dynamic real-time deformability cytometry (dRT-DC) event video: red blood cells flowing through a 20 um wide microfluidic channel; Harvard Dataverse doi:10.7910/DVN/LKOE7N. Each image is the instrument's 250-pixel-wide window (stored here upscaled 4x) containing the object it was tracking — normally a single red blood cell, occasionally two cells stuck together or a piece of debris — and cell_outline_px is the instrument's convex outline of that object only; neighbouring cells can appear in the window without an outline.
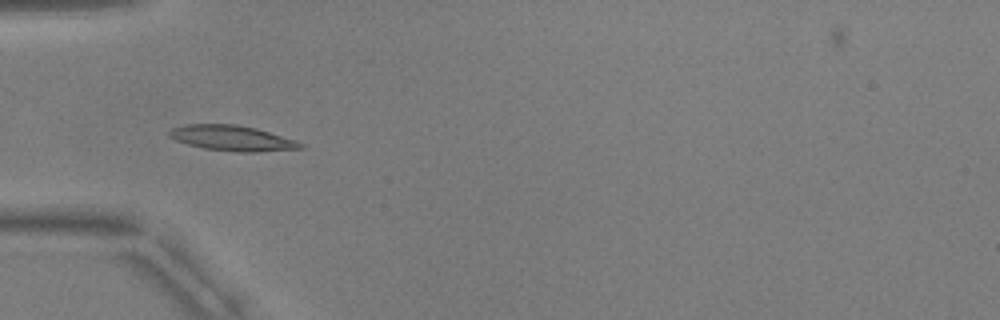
{"species": "common noctule bat (a hibernating species)", "species_latin": "Nyctalus noctula", "temperature_condition": "warm", "stored_images_in_passage": 54, "camera_frame_rate_fps": 3000, "um_per_image_px": 0.085, "animal": {"sex": "male", "body_mass_g": 17.9, "forearm_length_mm": 54.2}, "frame": {"image": 1, "passage_image": 18, "time_ms": 5.667, "image_size_px": [1000, 320], "cell_outline_px": [[304, 148], [256, 152], [236, 152], [204, 148], [188, 144], [176, 140], [168, 136], [168, 132], [172, 128], [184, 124], [236, 124], [256, 128], [296, 140], [304, 144]], "centroid_in_image_um": [19.73, 11.74], "position_along_channel_um": 65.3, "area_um2": 19.42}}
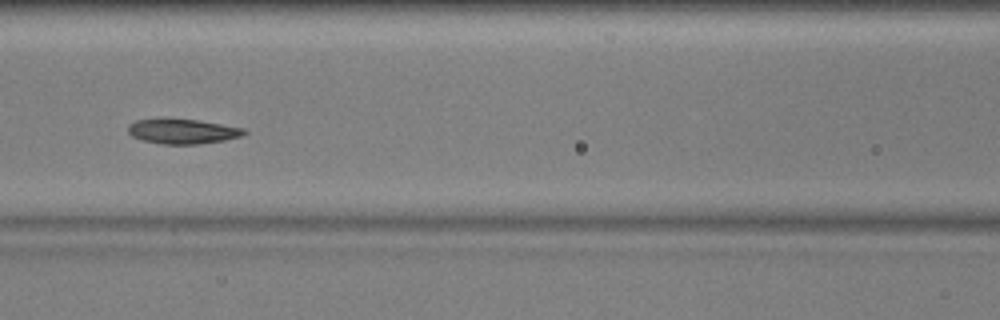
{"frame": {"image": 2, "passage_image": 25, "time_ms": 8.0, "image_size_px": [1000, 320], "cell_outline_px": [[248, 132], [240, 136], [224, 140], [200, 144], [160, 144], [144, 140], [132, 136], [128, 132], [128, 124], [136, 120], [200, 120], [244, 128]], "centroid_in_image_um": [15.55, 11.18], "position_along_channel_um": 151.1, "area_um2": 16.47}}
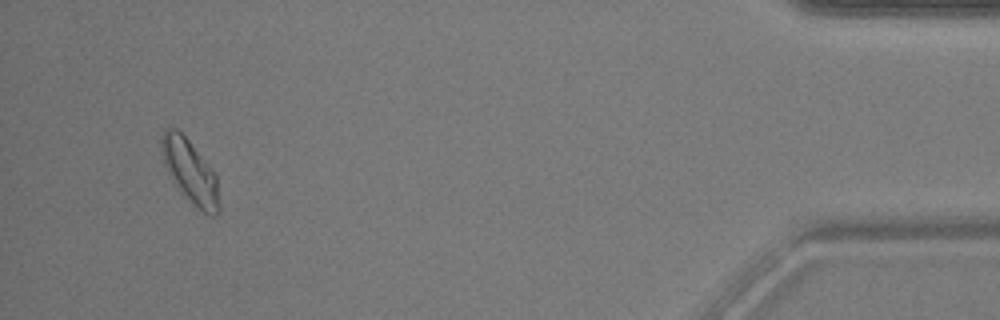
{"frame": {"image": 3, "passage_image": 52, "time_ms": 17.0, "image_size_px": [1000, 320], "cell_outline_px": [[220, 212], [212, 216], [208, 216], [172, 180], [164, 164], [160, 148], [160, 136], [164, 128], [176, 128], [188, 140], [216, 176], [220, 208]], "centroid_in_image_um": [16.13, 14.53], "position_along_channel_um": 419.1, "area_um2": 20.52}, "authors_computed_cell_mechanics": {"area_um2": 17.4556, "velocity_mm_per_s": 3.7273, "shape_relaxation_time_tau1_ms": 2.5339, "shape_relaxation_time_tau2_ms": 1.9096, "deformation_change_tau1": 0.1459, "deformation_change_tau2": 0.0834}}